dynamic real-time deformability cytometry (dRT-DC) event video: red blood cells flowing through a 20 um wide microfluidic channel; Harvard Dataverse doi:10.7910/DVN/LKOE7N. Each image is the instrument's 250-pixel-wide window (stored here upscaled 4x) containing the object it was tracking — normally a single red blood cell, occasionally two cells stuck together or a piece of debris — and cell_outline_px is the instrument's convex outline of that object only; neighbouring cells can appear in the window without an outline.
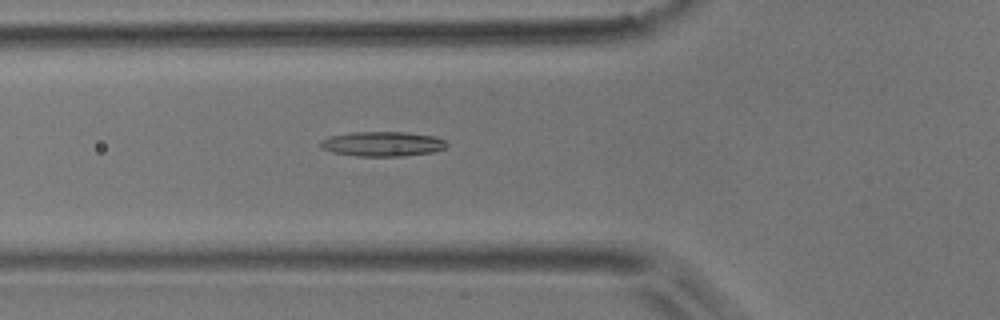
{"species": "common noctule bat (a hibernating species)", "species_latin": "Nyctalus noctula", "temperature_condition": "room temperature", "stored_images_in_passage": 44, "camera_frame_rate_fps": 3000, "um_per_image_px": 0.085, "animal": {"sex": "male", "body_mass_g": 17.9}, "frame": {"image": 1, "passage_image": 11, "time_ms": 3.333, "image_size_px": [1000, 320], "cell_outline_px": [[448, 148], [432, 152], [404, 156], [356, 156], [332, 152], [320, 148], [320, 140], [328, 136], [352, 132], [408, 132], [436, 136], [444, 140], [448, 144]], "centroid_in_image_um": [32.52, 12.23], "position_along_channel_um": 93.3, "area_um2": 18.5}}
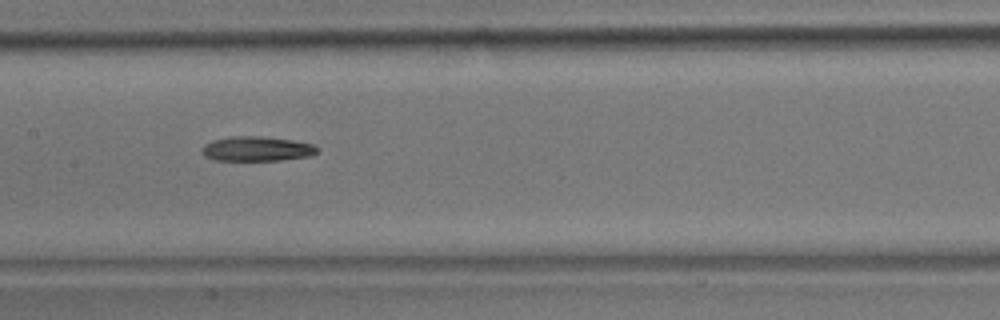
{"frame": {"image": 2, "passage_image": 18, "time_ms": 5.667, "image_size_px": [1000, 320], "cell_outline_px": [[320, 148], [316, 152], [308, 156], [280, 160], [216, 160], [208, 156], [204, 152], [204, 144], [212, 140], [228, 136], [260, 136], [292, 140], [312, 144]], "centroid_in_image_um": [21.85, 12.63], "position_along_channel_um": 185.5, "area_um2": 16.3}}
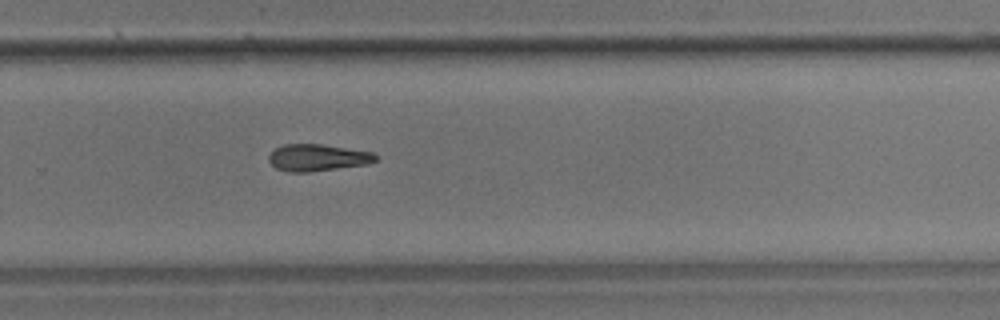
{"frame": {"image": 3, "passage_image": 27, "time_ms": 8.667, "image_size_px": [1000, 320], "cell_outline_px": [[376, 160], [368, 164], [308, 172], [288, 172], [276, 168], [268, 160], [268, 156], [276, 148], [284, 144], [320, 144], [372, 152], [376, 156]], "centroid_in_image_um": [26.96, 13.4], "position_along_channel_um": 302.8, "area_um2": 16.53}}